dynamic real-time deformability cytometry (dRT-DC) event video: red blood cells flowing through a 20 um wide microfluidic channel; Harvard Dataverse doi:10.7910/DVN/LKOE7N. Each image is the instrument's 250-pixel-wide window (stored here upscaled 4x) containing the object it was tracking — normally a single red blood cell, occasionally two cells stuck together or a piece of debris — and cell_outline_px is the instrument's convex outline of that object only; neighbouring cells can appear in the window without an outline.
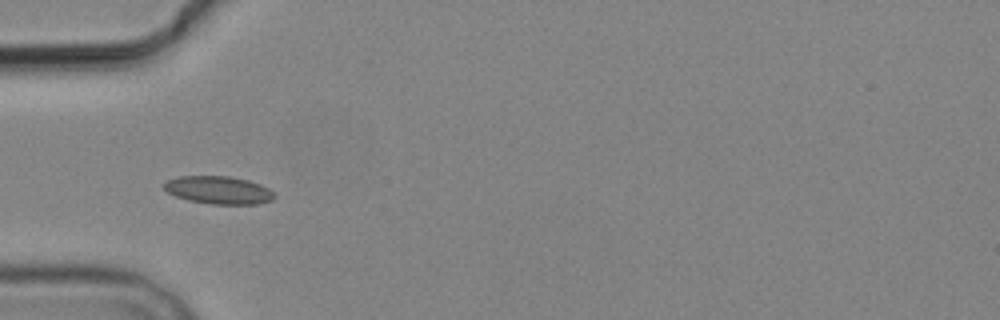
{"species": "common noctule bat (a hibernating species)", "species_latin": "Nyctalus noctula", "temperature_condition": "cold", "stored_images_in_passage": 11, "camera_frame_rate_fps": 3000, "um_per_image_px": 0.085, "animal": {"sex": "male", "body_mass_g": 19.2, "forearm_length_mm": 51.8}, "frame": {"image": 1, "passage_image": 5, "time_ms": 5.667, "image_size_px": [1000, 320], "cell_outline_px": [[276, 196], [272, 200], [256, 204], [212, 204], [188, 200], [176, 196], [168, 192], [164, 188], [164, 184], [168, 180], [180, 176], [228, 176], [248, 180], [260, 184], [268, 188]], "centroid_in_image_um": [18.59, 16.16], "position_along_channel_um": 66.4, "area_um2": 17.74}}
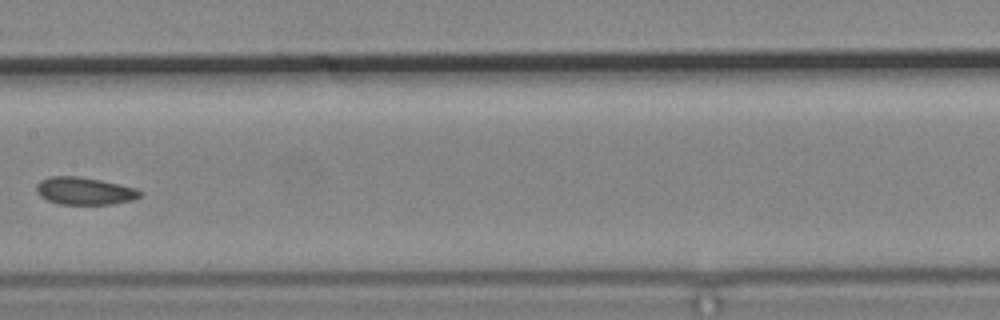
{"frame": {"image": 2, "passage_image": 8, "time_ms": 9.333, "image_size_px": [1000, 320], "cell_outline_px": [[140, 196], [132, 200], [112, 204], [60, 204], [48, 200], [40, 196], [36, 192], [36, 184], [40, 180], [48, 176], [80, 176], [120, 184], [136, 188], [140, 192]], "centroid_in_image_um": [7.14, 16.22], "position_along_channel_um": 200.3, "area_um2": 16.59}}
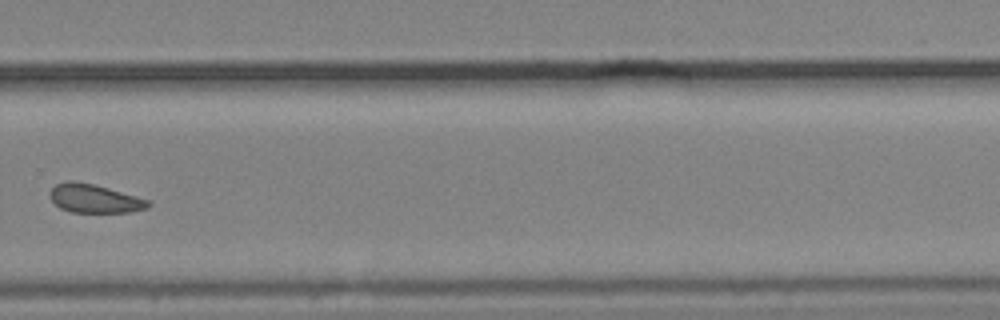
{"frame": {"image": 3, "passage_image": 11, "time_ms": 12.667, "image_size_px": [1000, 320], "cell_outline_px": [[152, 204], [148, 208], [128, 212], [72, 212], [60, 208], [48, 196], [48, 192], [56, 184], [68, 180], [76, 180], [108, 188], [136, 196], [148, 200]], "centroid_in_image_um": [8.0, 16.87], "position_along_channel_um": 321.8, "area_um2": 16.36}}